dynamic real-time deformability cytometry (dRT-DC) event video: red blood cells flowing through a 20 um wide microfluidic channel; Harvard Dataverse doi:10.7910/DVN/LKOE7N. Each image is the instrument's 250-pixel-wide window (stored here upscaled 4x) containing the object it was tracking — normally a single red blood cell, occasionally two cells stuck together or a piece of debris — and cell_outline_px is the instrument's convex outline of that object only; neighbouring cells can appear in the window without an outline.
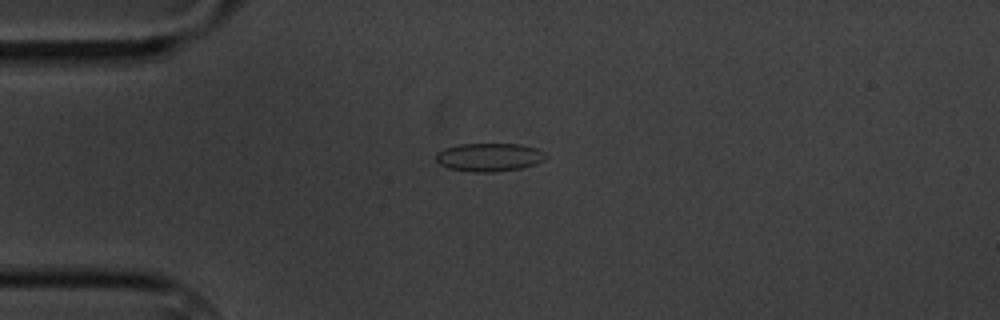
{"species": "common noctule bat (a hibernating species)", "species_latin": "Nyctalus noctula", "temperature_condition": "cold", "stored_images_in_passage": 5, "camera_frame_rate_fps": 3000, "um_per_image_px": 0.085, "animal": {"sex": "male", "body_mass_g": 20.1, "forearm_length_mm": 53.5}, "frame": {"image": 1, "passage_image": 4, "time_ms": 3.333, "image_size_px": [1000, 320], "cell_outline_px": [[548, 156], [544, 160], [536, 164], [520, 168], [496, 172], [472, 172], [448, 168], [440, 164], [436, 160], [436, 152], [444, 148], [456, 144], [520, 144], [536, 148], [544, 152]], "centroid_in_image_um": [41.57, 13.36], "position_along_channel_um": 43.4, "area_um2": 18.26}}